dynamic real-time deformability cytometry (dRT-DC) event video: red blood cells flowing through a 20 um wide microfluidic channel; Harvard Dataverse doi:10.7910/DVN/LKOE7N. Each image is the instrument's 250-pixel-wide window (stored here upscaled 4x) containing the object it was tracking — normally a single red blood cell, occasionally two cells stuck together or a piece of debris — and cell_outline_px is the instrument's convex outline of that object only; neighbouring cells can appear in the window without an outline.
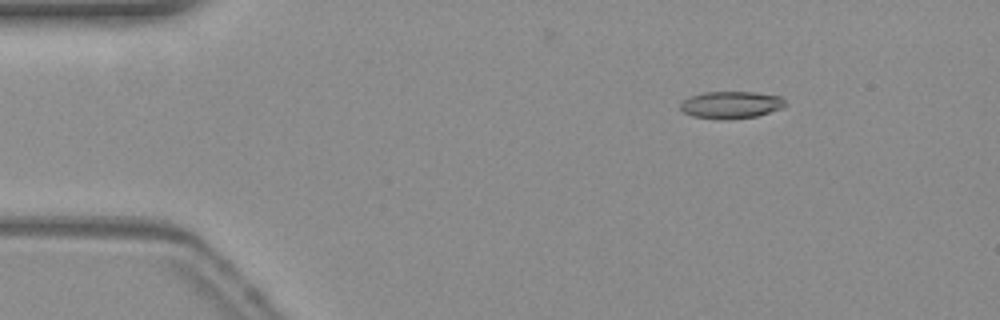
{"species": "common noctule bat (a hibernating species)", "species_latin": "Nyctalus noctula", "temperature_condition": "warm", "stored_images_in_passage": 47, "camera_frame_rate_fps": 3000, "um_per_image_px": 0.085, "animal": {"sex": "female", "body_mass_g": 19.3, "forearm_length_mm": 54.1}, "frame": {"image": 1, "passage_image": 1, "time_ms": 0.0, "image_size_px": [1000, 320], "cell_outline_px": [[784, 104], [780, 108], [756, 116], [692, 116], [684, 112], [680, 108], [680, 104], [688, 96], [704, 92], [756, 92], [780, 96], [784, 100]], "centroid_in_image_um": [62.11, 8.84], "position_along_channel_um": 22.9, "area_um2": 15.55}}
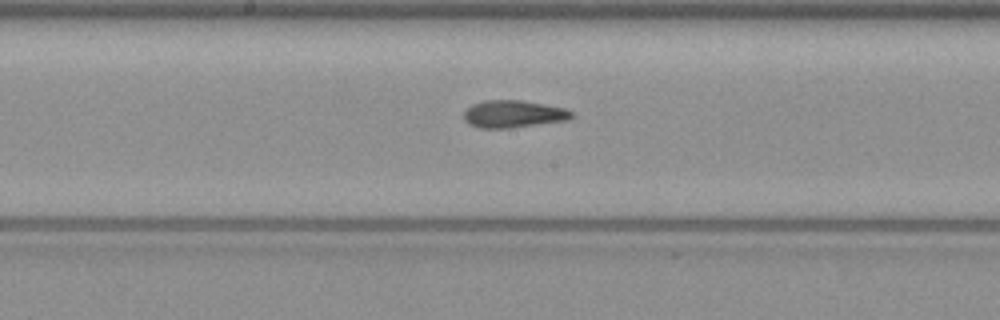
{"frame": {"image": 2, "passage_image": 21, "time_ms": 6.667, "image_size_px": [1000, 320], "cell_outline_px": [[572, 116], [568, 120], [508, 128], [480, 128], [468, 124], [464, 120], [464, 112], [472, 104], [484, 100], [520, 100], [544, 104], [564, 108], [572, 112]], "centroid_in_image_um": [43.6, 9.69], "position_along_channel_um": 204.6, "area_um2": 17.05}}
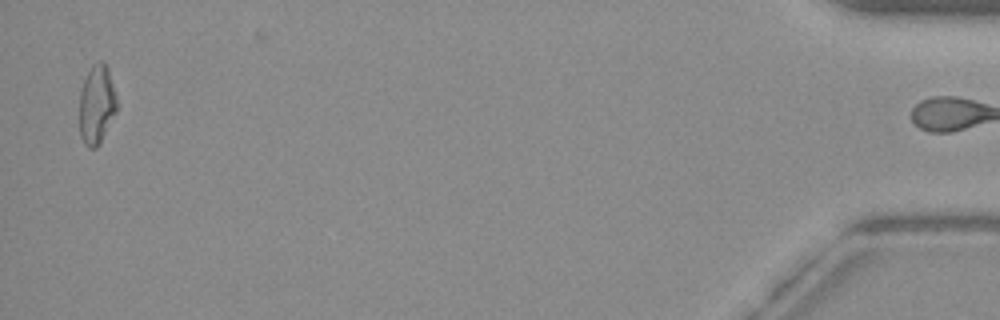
{"frame": {"image": 3, "passage_image": 46, "time_ms": 15.0, "image_size_px": [1000, 320], "cell_outline_px": [[116, 112], [100, 144], [96, 148], [88, 148], [84, 144], [80, 136], [80, 92], [84, 80], [92, 64], [100, 60], [104, 60], [108, 68], [116, 96]], "centroid_in_image_um": [8.21, 8.89], "position_along_channel_um": 427.0, "area_um2": 17.28}, "authors_computed_cell_mechanics": {"area_um2": 17.051, "velocity_mm_per_s": 3.8434, "shape_relaxation_time_tau1_ms": 9.4879, "shape_relaxation_time_tau2_ms": 2.1843, "deformation_change_tau1": 0.238, "deformation_change_tau2": 0.1131}}